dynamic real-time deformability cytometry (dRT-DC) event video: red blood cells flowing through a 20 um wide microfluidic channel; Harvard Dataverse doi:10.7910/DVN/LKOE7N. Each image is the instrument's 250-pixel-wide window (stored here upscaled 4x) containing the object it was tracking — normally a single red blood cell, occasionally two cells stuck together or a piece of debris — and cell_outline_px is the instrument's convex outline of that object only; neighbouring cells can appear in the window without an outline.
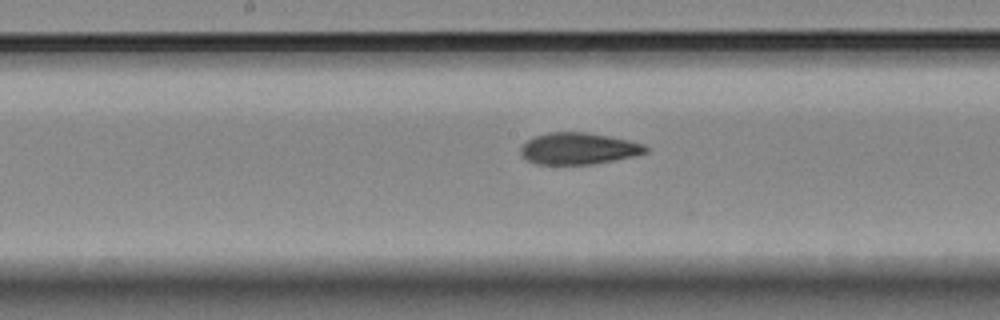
{"species": "Egyptian fruit bat (a non-hibernating species)", "species_latin": "Rousettus aegyptiacus", "temperature_condition": "room temperature", "stored_images_in_passage": 9, "camera_frame_rate_fps": 3000, "um_per_image_px": 0.085, "animal": {"sex": "female"}, "frame": {"image": 1, "passage_image": 9, "time_ms": 9.667, "image_size_px": [1000, 320], "cell_outline_px": [[648, 152], [636, 156], [592, 164], [536, 164], [520, 156], [520, 148], [532, 136], [548, 132], [588, 132], [628, 140], [644, 144], [648, 148]], "centroid_in_image_um": [49.16, 12.62], "position_along_channel_um": 199.0, "area_um2": 23.18}}